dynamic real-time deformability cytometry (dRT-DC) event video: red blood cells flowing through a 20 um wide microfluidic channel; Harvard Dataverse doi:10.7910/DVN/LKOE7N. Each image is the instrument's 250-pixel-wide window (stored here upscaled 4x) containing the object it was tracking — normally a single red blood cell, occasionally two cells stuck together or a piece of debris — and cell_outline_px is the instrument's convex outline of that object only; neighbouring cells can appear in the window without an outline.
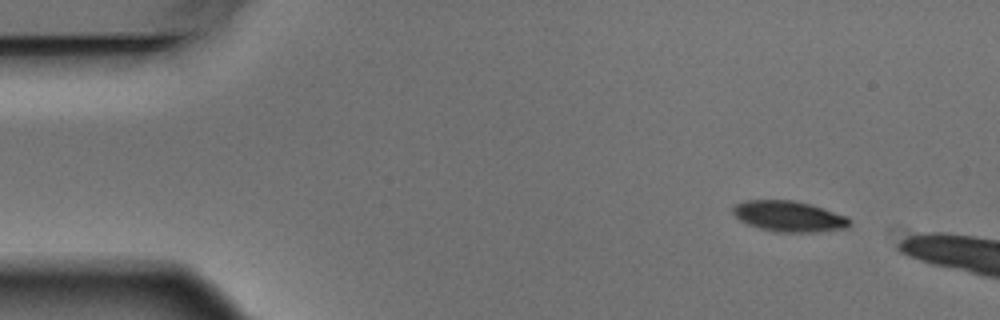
{"species": "Egyptian fruit bat (a non-hibernating species)", "species_latin": "Rousettus aegyptiacus", "temperature_condition": "warm", "stored_images_in_passage": 2, "camera_frame_rate_fps": 3000, "um_per_image_px": 0.085, "animal": {"sex": "male"}, "frame": {"image": 1, "passage_image": 1, "time_ms": 0.0, "image_size_px": [1000, 320], "cell_outline_px": [[852, 224], [848, 228], [812, 232], [772, 232], [748, 224], [740, 220], [732, 212], [732, 208], [736, 204], [748, 200], [792, 200], [808, 204], [848, 216], [852, 220]], "centroid_in_image_um": [67.09, 18.4], "position_along_channel_um": 17.9, "area_um2": 20.87}}